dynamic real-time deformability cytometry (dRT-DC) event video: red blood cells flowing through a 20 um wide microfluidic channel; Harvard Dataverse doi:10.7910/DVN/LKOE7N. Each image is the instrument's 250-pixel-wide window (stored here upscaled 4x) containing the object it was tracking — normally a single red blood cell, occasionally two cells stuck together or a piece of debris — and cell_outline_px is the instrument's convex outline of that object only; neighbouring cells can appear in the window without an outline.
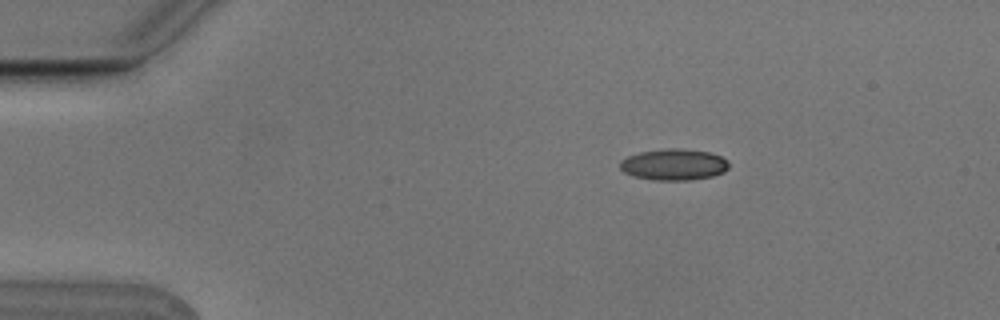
{"species": "Egyptian fruit bat (a non-hibernating species)", "species_latin": "Rousettus aegyptiacus", "temperature_condition": "cold", "stored_images_in_passage": 4, "segment_of_instrument_passage": [1, 2], "camera_frame_rate_fps": 3000, "um_per_image_px": 0.085, "animal": {"sex": "male"}, "frame": {"image": 1, "passage_image": 1, "time_ms": 0.0, "image_size_px": [1000, 320], "cell_outline_px": [[728, 168], [724, 172], [712, 176], [692, 180], [656, 180], [632, 176], [624, 172], [620, 168], [620, 160], [628, 156], [640, 152], [668, 148], [680, 148], [708, 152], [720, 156], [728, 160]], "centroid_in_image_um": [57.27, 13.99], "position_along_channel_um": 27.7, "area_um2": 19.88}}